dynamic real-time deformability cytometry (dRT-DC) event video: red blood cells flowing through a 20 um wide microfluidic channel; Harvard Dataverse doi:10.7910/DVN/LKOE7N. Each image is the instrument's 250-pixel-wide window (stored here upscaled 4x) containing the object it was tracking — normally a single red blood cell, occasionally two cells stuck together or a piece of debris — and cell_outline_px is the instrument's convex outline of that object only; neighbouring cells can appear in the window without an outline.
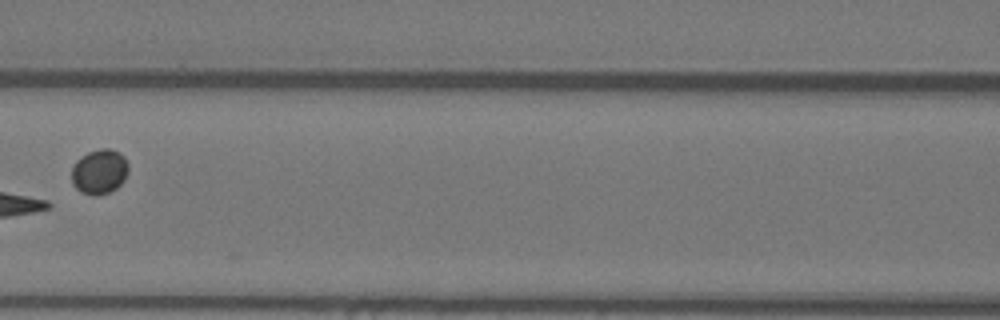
{"species": "Egyptian fruit bat (a non-hibernating species)", "species_latin": "Rousettus aegyptiacus", "temperature_condition": "warm", "stored_images_in_passage": 11, "segment_of_instrument_passage": [1, 2], "camera_frame_rate_fps": 3000, "um_per_image_px": 0.085, "animal": {"sex": "female"}, "frame": {"image": 1, "passage_image": 8, "time_ms": 2.333, "image_size_px": [1000, 320], "cell_outline_px": [[128, 172], [124, 180], [116, 188], [108, 192], [80, 192], [72, 184], [72, 168], [76, 160], [80, 156], [88, 152], [100, 148], [112, 148], [120, 152], [124, 156], [128, 164]], "centroid_in_image_um": [8.46, 14.51], "position_along_channel_um": 158.1, "area_um2": 14.62}}
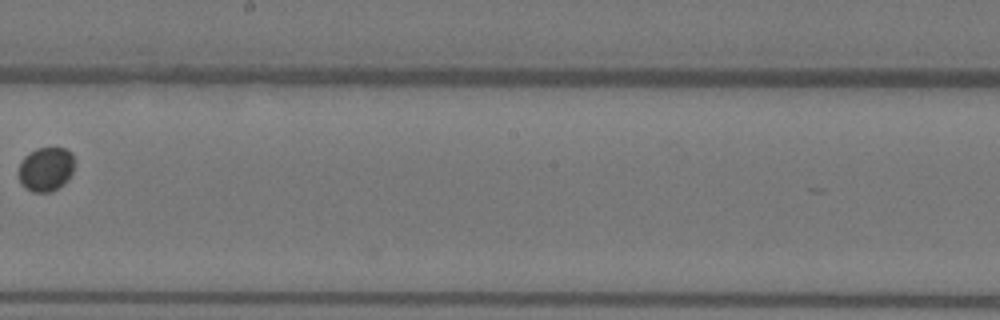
{"frame": {"image": 2, "passage_image": 10, "time_ms": 3.0, "image_size_px": [1000, 320], "cell_outline_px": [[72, 172], [68, 180], [64, 184], [52, 192], [32, 192], [20, 180], [16, 172], [20, 160], [28, 152], [36, 148], [64, 148], [72, 152]], "centroid_in_image_um": [3.86, 14.37], "position_along_channel_um": 244.3, "area_um2": 14.51}}